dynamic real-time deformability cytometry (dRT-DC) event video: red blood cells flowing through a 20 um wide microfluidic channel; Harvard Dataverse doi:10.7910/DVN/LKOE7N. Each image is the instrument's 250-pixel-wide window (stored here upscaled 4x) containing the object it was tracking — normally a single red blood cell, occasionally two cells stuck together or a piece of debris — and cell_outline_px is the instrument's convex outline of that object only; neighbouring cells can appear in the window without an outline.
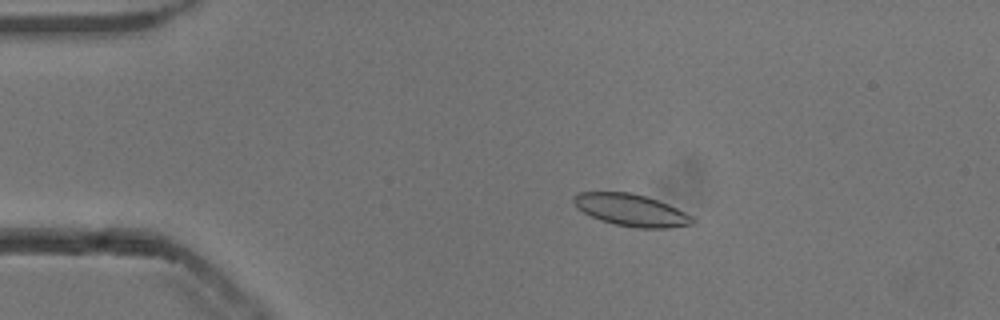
{"species": "common noctule bat (a hibernating species)", "species_latin": "Nyctalus noctula", "temperature_condition": "cold", "stored_images_in_passage": 54, "camera_frame_rate_fps": 3000, "um_per_image_px": 0.085, "animal": {"sex": "male", "body_mass_g": 13.3}, "frame": {"image": 1, "passage_image": 11, "time_ms": 3.333, "image_size_px": [1000, 320], "cell_outline_px": [[696, 224], [668, 228], [636, 228], [616, 224], [600, 220], [576, 208], [572, 200], [572, 196], [580, 192], [632, 192], [668, 204], [692, 216], [696, 220]], "centroid_in_image_um": [53.65, 17.86], "position_along_channel_um": 31.3, "area_um2": 22.2}}
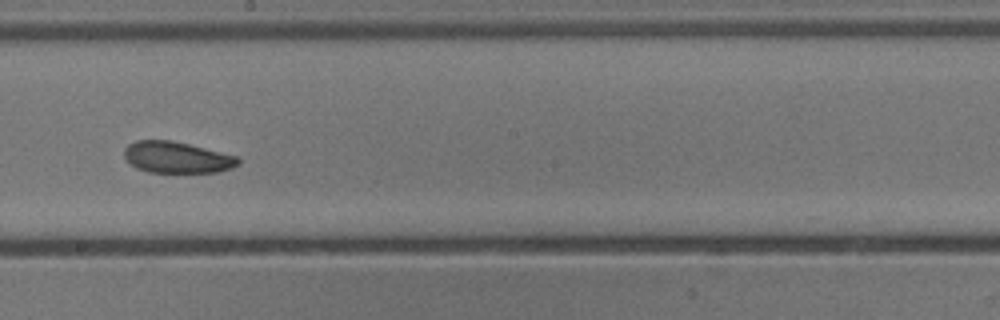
{"frame": {"image": 2, "passage_image": 31, "time_ms": 10.0, "image_size_px": [1000, 320], "cell_outline_px": [[240, 164], [232, 168], [216, 172], [148, 172], [136, 168], [124, 156], [124, 148], [128, 144], [136, 140], [168, 140], [188, 144], [236, 156], [240, 160]], "centroid_in_image_um": [15.02, 13.38], "position_along_channel_um": 233.2, "area_um2": 20.63}}
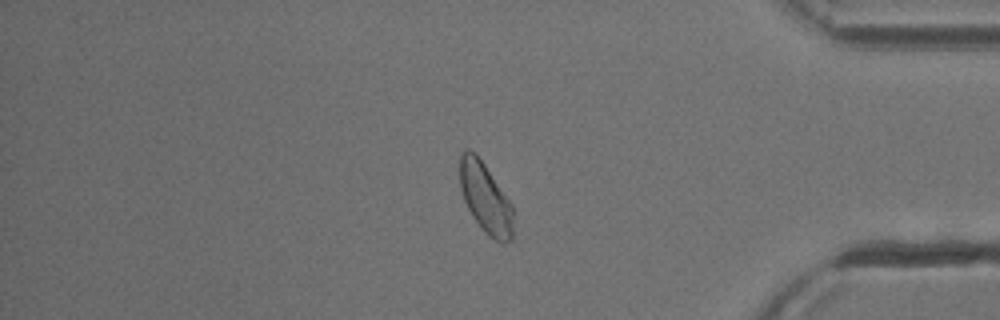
{"frame": {"image": 3, "passage_image": 46, "time_ms": 15.0, "image_size_px": [1000, 320], "cell_outline_px": [[512, 240], [504, 244], [500, 244], [488, 236], [484, 232], [472, 216], [464, 200], [460, 188], [460, 152], [464, 148], [468, 148], [476, 152], [508, 200], [512, 208]], "centroid_in_image_um": [41.23, 16.84], "position_along_channel_um": 394.0, "area_um2": 21.79}, "authors_computed_cell_mechanics": {"area_um2": 21.7617, "velocity_mm_per_s": 3.793, "shape_relaxation_time_tau1_ms": 3.8576, "shape_relaxation_time_tau2_ms": null, "deformation_change_tau1": 0.0916, "deformation_change_tau2": null}}